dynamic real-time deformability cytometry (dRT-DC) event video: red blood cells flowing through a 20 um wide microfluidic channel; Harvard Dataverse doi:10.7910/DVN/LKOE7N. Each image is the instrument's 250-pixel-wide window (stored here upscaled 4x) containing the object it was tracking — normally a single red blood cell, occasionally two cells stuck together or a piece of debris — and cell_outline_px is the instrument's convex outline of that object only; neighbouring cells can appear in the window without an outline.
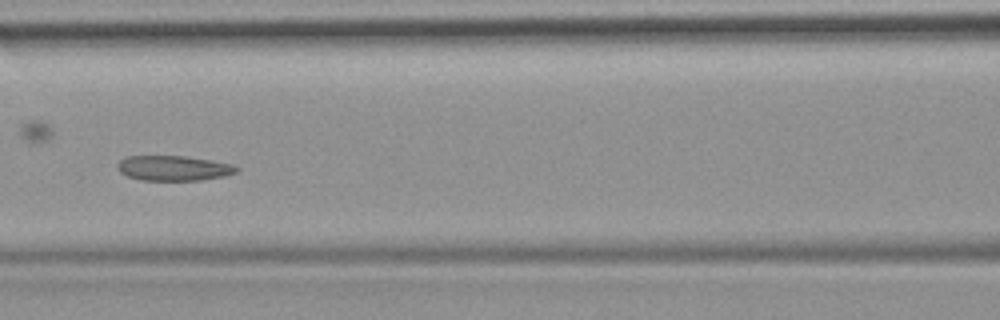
{"species": "common noctule bat (a hibernating species)", "species_latin": "Nyctalus noctula", "temperature_condition": "room temperature", "stored_images_in_passage": 5, "camera_frame_rate_fps": 3000, "um_per_image_px": 0.085, "animal": {"sex": "female", "body_mass_g": 19.9}, "frame": {"image": 1, "passage_image": 5, "time_ms": 5.333, "image_size_px": [1000, 320], "cell_outline_px": [[240, 168], [236, 172], [224, 176], [200, 180], [140, 180], [128, 176], [120, 172], [116, 168], [116, 164], [120, 160], [128, 156], [184, 156], [212, 160], [232, 164]], "centroid_in_image_um": [14.74, 14.29], "position_along_channel_um": 151.9, "area_um2": 17.4}}